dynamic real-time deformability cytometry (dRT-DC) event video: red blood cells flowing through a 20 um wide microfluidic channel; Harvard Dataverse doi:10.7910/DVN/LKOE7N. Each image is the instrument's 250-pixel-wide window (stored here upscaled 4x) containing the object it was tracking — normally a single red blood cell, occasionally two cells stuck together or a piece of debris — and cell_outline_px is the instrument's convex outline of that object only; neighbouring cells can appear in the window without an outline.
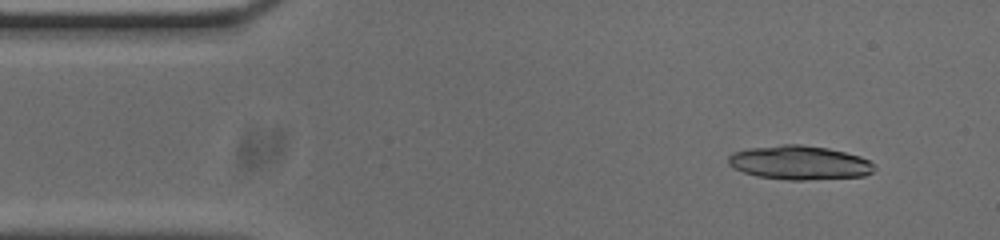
{"species": "common noctule bat (a hibernating species)", "species_latin": "Nyctalus noctula", "temperature_condition": "cold", "stored_images_in_passage": 19, "camera_frame_rate_fps": 3000, "um_per_image_px": 0.085, "animal": {"sex": "male", "body_mass_g": 20.0, "forearm_length_mm": 53.3}, "frame": {"image": 1, "passage_image": 4, "time_ms": 1.0, "image_size_px": [1000, 240], "cell_outline_px": [[876, 168], [872, 172], [864, 176], [804, 180], [788, 180], [756, 176], [744, 172], [728, 164], [728, 156], [732, 152], [748, 148], [784, 144], [800, 144], [828, 148], [860, 156], [876, 164]], "centroid_in_image_um": [67.96, 13.82], "position_along_channel_um": 17.0, "area_um2": 29.02}}